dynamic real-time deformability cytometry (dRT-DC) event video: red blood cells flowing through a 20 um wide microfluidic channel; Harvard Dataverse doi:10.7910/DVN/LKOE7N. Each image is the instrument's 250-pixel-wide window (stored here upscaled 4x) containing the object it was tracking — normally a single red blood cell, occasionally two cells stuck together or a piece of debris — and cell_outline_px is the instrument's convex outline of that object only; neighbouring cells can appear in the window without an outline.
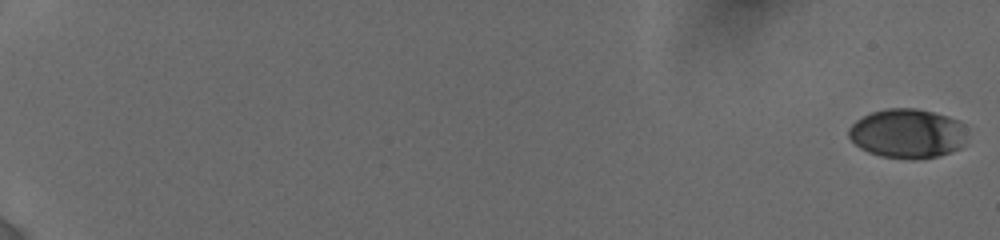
{"species": "human", "species_latin": "Homo sapiens", "temperature_condition": "cold", "stored_images_in_passage": 21, "camera_frame_rate_fps": 3000, "um_per_image_px": 0.085, "donor": {"sex": "female"}, "frame": {"image": 1, "passage_image": 1, "time_ms": 0.0, "image_size_px": [1000, 240], "cell_outline_px": [[964, 124], [960, 148], [936, 156], [920, 160], [912, 160], [880, 156], [868, 152], [860, 148], [848, 136], [848, 128], [856, 120], [872, 112], [888, 108], [916, 108], [948, 116]], "centroid_in_image_um": [77.07, 11.35], "position_along_channel_um": 7.9, "area_um2": 33.76}}
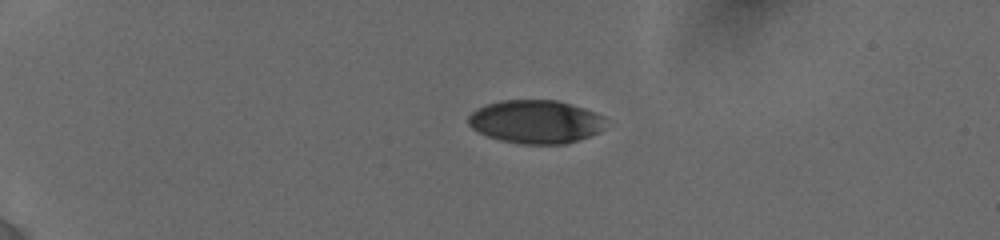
{"frame": {"image": 2, "passage_image": 12, "time_ms": 5.0, "image_size_px": [1000, 240], "cell_outline_px": [[600, 128], [596, 132], [588, 136], [564, 144], [520, 144], [500, 140], [488, 136], [472, 128], [468, 124], [468, 116], [476, 108], [484, 104], [500, 100], [556, 100], [572, 104], [596, 112], [600, 116]], "centroid_in_image_um": [45.42, 10.33], "position_along_channel_um": 39.6, "area_um2": 34.28}}
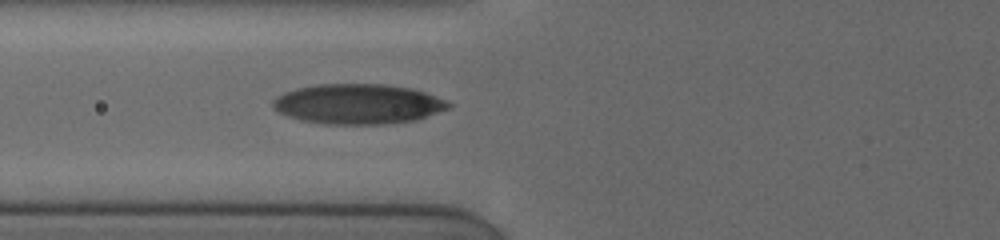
{"frame": {"image": 3, "passage_image": 21, "time_ms": 8.333, "image_size_px": [1000, 240], "cell_outline_px": [[452, 108], [412, 120], [380, 124], [324, 124], [300, 120], [288, 116], [272, 108], [272, 100], [276, 96], [284, 92], [296, 88], [320, 84], [380, 84], [412, 88], [424, 92], [444, 100], [452, 104]], "centroid_in_image_um": [30.38, 8.83], "position_along_channel_um": 95.4, "area_um2": 40.81}}